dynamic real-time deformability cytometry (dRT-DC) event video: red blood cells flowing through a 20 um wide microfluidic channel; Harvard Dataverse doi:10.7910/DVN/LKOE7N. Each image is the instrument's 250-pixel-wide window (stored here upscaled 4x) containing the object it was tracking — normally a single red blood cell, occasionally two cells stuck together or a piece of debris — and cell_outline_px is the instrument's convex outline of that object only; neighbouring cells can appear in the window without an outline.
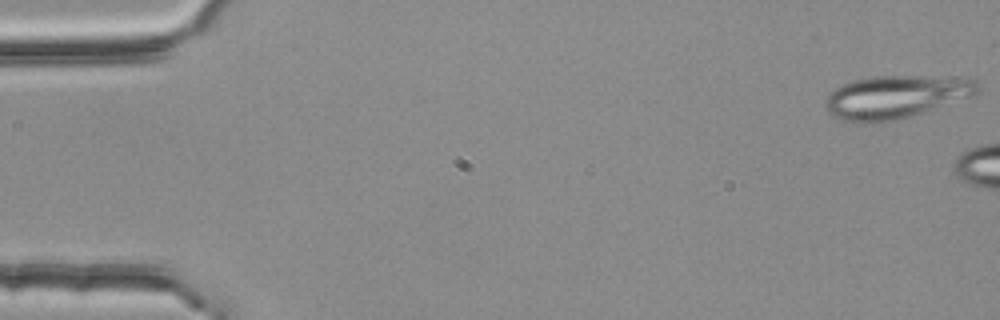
{"species": "common noctule bat (a hibernating species)", "species_latin": "Nyctalus noctula", "temperature_condition": "room temperature", "stored_images_in_passage": 4, "camera_frame_rate_fps": 3000, "um_per_image_px": 0.085, "animal": {"sex": "female", "body_mass_g": 25.1}, "frame": {"image": 1, "passage_image": 1, "time_ms": 0.0, "image_size_px": [1000, 320], "cell_outline_px": [[980, 92], [972, 96], [896, 120], [880, 124], [856, 124], [832, 116], [824, 108], [824, 100], [840, 84], [852, 80], [872, 76], [960, 76], [976, 80], [980, 88]], "centroid_in_image_um": [76.11, 8.24], "position_along_channel_um": 8.9, "area_um2": 38.84}}